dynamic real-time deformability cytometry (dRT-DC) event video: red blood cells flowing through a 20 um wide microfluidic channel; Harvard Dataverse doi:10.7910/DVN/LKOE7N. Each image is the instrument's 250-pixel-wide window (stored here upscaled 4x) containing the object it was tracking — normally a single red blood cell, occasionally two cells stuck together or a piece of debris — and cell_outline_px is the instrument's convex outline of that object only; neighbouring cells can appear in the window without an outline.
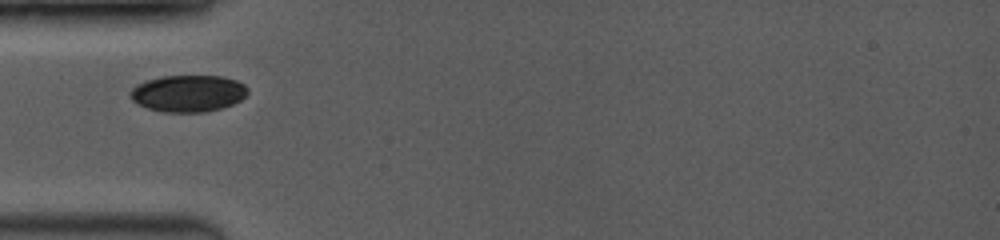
{"species": "common noctule bat (a hibernating species)", "species_latin": "Nyctalus noctula", "temperature_condition": "room temperature", "stored_images_in_passage": 11, "camera_frame_rate_fps": 3500, "um_per_image_px": 0.085, "animal": {"sex": "female", "body_mass_g": 19.0, "forearm_length_mm": 53.3}, "frame": {"image": 1, "passage_image": 1, "time_ms": 0.0, "image_size_px": [1000, 240], "cell_outline_px": [[248, 92], [240, 100], [232, 104], [220, 108], [204, 112], [164, 112], [148, 108], [132, 100], [132, 88], [148, 80], [164, 76], [224, 76], [236, 80], [244, 84], [248, 88]], "centroid_in_image_um": [16.04, 7.93], "position_along_channel_um": 69.0, "area_um2": 24.8}}
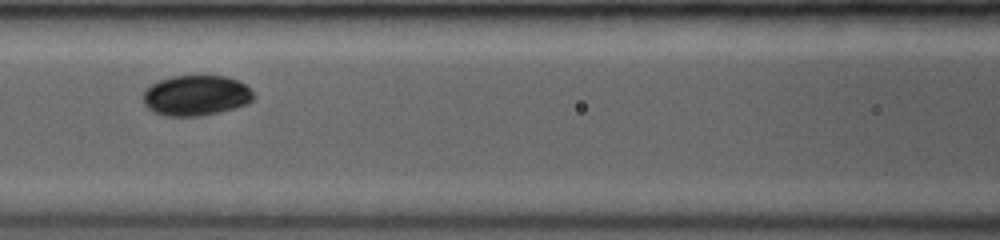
{"frame": {"image": 2, "passage_image": 6, "time_ms": 2.0, "image_size_px": [1000, 240], "cell_outline_px": [[256, 96], [248, 104], [220, 112], [200, 116], [164, 116], [152, 112], [144, 104], [144, 92], [152, 84], [160, 80], [172, 76], [224, 76], [236, 80], [244, 84]], "centroid_in_image_um": [16.66, 8.13], "position_along_channel_um": 149.9, "area_um2": 25.95}}
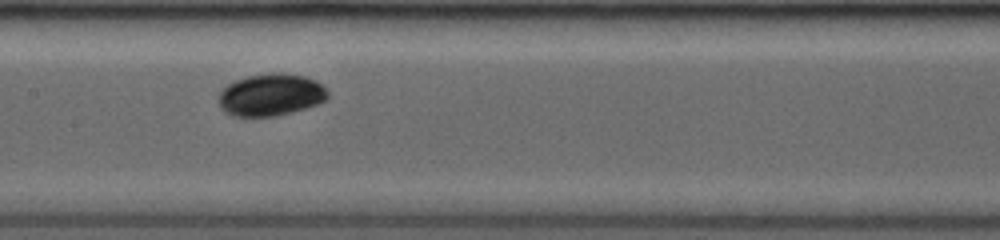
{"frame": {"image": 3, "passage_image": 8, "time_ms": 2.857, "image_size_px": [1000, 240], "cell_outline_px": [[328, 96], [324, 100], [316, 104], [292, 112], [276, 116], [232, 116], [224, 112], [220, 108], [220, 92], [228, 84], [236, 80], [248, 76], [276, 72], [284, 72], [304, 76], [316, 80], [328, 92]], "centroid_in_image_um": [23.01, 8.06], "position_along_channel_um": 184.4, "area_um2": 26.65}}